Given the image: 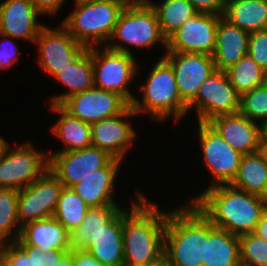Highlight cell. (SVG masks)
<instances>
[{
    "mask_svg": "<svg viewBox=\"0 0 267 266\" xmlns=\"http://www.w3.org/2000/svg\"><path fill=\"white\" fill-rule=\"evenodd\" d=\"M80 1H84V2H94V1H105V0H80Z\"/></svg>",
    "mask_w": 267,
    "mask_h": 266,
    "instance_id": "obj_50",
    "label": "cell"
},
{
    "mask_svg": "<svg viewBox=\"0 0 267 266\" xmlns=\"http://www.w3.org/2000/svg\"><path fill=\"white\" fill-rule=\"evenodd\" d=\"M248 40V32L222 16L217 24L216 46L212 54L216 70L226 71L248 54Z\"/></svg>",
    "mask_w": 267,
    "mask_h": 266,
    "instance_id": "obj_21",
    "label": "cell"
},
{
    "mask_svg": "<svg viewBox=\"0 0 267 266\" xmlns=\"http://www.w3.org/2000/svg\"><path fill=\"white\" fill-rule=\"evenodd\" d=\"M0 36L3 37L1 40L4 41L0 43V69L5 70L12 67V65L18 61L19 58L17 57L21 52L17 51L18 47L16 46L15 41H13L15 38L4 34H0ZM8 41L9 44L7 43Z\"/></svg>",
    "mask_w": 267,
    "mask_h": 266,
    "instance_id": "obj_38",
    "label": "cell"
},
{
    "mask_svg": "<svg viewBox=\"0 0 267 266\" xmlns=\"http://www.w3.org/2000/svg\"><path fill=\"white\" fill-rule=\"evenodd\" d=\"M36 10L41 14L55 15L65 0H31Z\"/></svg>",
    "mask_w": 267,
    "mask_h": 266,
    "instance_id": "obj_40",
    "label": "cell"
},
{
    "mask_svg": "<svg viewBox=\"0 0 267 266\" xmlns=\"http://www.w3.org/2000/svg\"><path fill=\"white\" fill-rule=\"evenodd\" d=\"M191 202L216 227L241 236L254 233L267 199L231 184L208 187Z\"/></svg>",
    "mask_w": 267,
    "mask_h": 266,
    "instance_id": "obj_1",
    "label": "cell"
},
{
    "mask_svg": "<svg viewBox=\"0 0 267 266\" xmlns=\"http://www.w3.org/2000/svg\"><path fill=\"white\" fill-rule=\"evenodd\" d=\"M259 152L263 156L264 161L267 163V140H261Z\"/></svg>",
    "mask_w": 267,
    "mask_h": 266,
    "instance_id": "obj_46",
    "label": "cell"
},
{
    "mask_svg": "<svg viewBox=\"0 0 267 266\" xmlns=\"http://www.w3.org/2000/svg\"><path fill=\"white\" fill-rule=\"evenodd\" d=\"M128 3H133V2H148V0H126Z\"/></svg>",
    "mask_w": 267,
    "mask_h": 266,
    "instance_id": "obj_49",
    "label": "cell"
},
{
    "mask_svg": "<svg viewBox=\"0 0 267 266\" xmlns=\"http://www.w3.org/2000/svg\"><path fill=\"white\" fill-rule=\"evenodd\" d=\"M59 26V29H52L44 25L34 41L38 44V64L52 77L67 67L69 62L85 48L62 24Z\"/></svg>",
    "mask_w": 267,
    "mask_h": 266,
    "instance_id": "obj_15",
    "label": "cell"
},
{
    "mask_svg": "<svg viewBox=\"0 0 267 266\" xmlns=\"http://www.w3.org/2000/svg\"><path fill=\"white\" fill-rule=\"evenodd\" d=\"M206 217L191 202L168 212L164 253L169 266H203Z\"/></svg>",
    "mask_w": 267,
    "mask_h": 266,
    "instance_id": "obj_3",
    "label": "cell"
},
{
    "mask_svg": "<svg viewBox=\"0 0 267 266\" xmlns=\"http://www.w3.org/2000/svg\"><path fill=\"white\" fill-rule=\"evenodd\" d=\"M100 51L97 46L91 47L94 87L115 92L131 104L135 96L128 85L138 72L135 56L106 46Z\"/></svg>",
    "mask_w": 267,
    "mask_h": 266,
    "instance_id": "obj_7",
    "label": "cell"
},
{
    "mask_svg": "<svg viewBox=\"0 0 267 266\" xmlns=\"http://www.w3.org/2000/svg\"><path fill=\"white\" fill-rule=\"evenodd\" d=\"M207 123L242 155L259 151L263 134L258 122L236 113L215 116Z\"/></svg>",
    "mask_w": 267,
    "mask_h": 266,
    "instance_id": "obj_18",
    "label": "cell"
},
{
    "mask_svg": "<svg viewBox=\"0 0 267 266\" xmlns=\"http://www.w3.org/2000/svg\"><path fill=\"white\" fill-rule=\"evenodd\" d=\"M248 54L267 72V29L249 33Z\"/></svg>",
    "mask_w": 267,
    "mask_h": 266,
    "instance_id": "obj_37",
    "label": "cell"
},
{
    "mask_svg": "<svg viewBox=\"0 0 267 266\" xmlns=\"http://www.w3.org/2000/svg\"><path fill=\"white\" fill-rule=\"evenodd\" d=\"M195 107L199 122H209L218 115L236 114L240 110V95L231 85L226 71L215 70L200 84L196 97L188 104Z\"/></svg>",
    "mask_w": 267,
    "mask_h": 266,
    "instance_id": "obj_9",
    "label": "cell"
},
{
    "mask_svg": "<svg viewBox=\"0 0 267 266\" xmlns=\"http://www.w3.org/2000/svg\"><path fill=\"white\" fill-rule=\"evenodd\" d=\"M15 242L18 245H35L44 251L70 250L69 232L54 217L24 224Z\"/></svg>",
    "mask_w": 267,
    "mask_h": 266,
    "instance_id": "obj_23",
    "label": "cell"
},
{
    "mask_svg": "<svg viewBox=\"0 0 267 266\" xmlns=\"http://www.w3.org/2000/svg\"><path fill=\"white\" fill-rule=\"evenodd\" d=\"M31 246L35 249L36 266H52V250L44 251L38 246Z\"/></svg>",
    "mask_w": 267,
    "mask_h": 266,
    "instance_id": "obj_43",
    "label": "cell"
},
{
    "mask_svg": "<svg viewBox=\"0 0 267 266\" xmlns=\"http://www.w3.org/2000/svg\"><path fill=\"white\" fill-rule=\"evenodd\" d=\"M121 163V160L113 158L105 167L95 170L72 189L90 208L118 205L112 194Z\"/></svg>",
    "mask_w": 267,
    "mask_h": 266,
    "instance_id": "obj_20",
    "label": "cell"
},
{
    "mask_svg": "<svg viewBox=\"0 0 267 266\" xmlns=\"http://www.w3.org/2000/svg\"><path fill=\"white\" fill-rule=\"evenodd\" d=\"M73 253L74 266H104L92 254L82 250H70Z\"/></svg>",
    "mask_w": 267,
    "mask_h": 266,
    "instance_id": "obj_41",
    "label": "cell"
},
{
    "mask_svg": "<svg viewBox=\"0 0 267 266\" xmlns=\"http://www.w3.org/2000/svg\"><path fill=\"white\" fill-rule=\"evenodd\" d=\"M0 260L5 266H36L35 249L16 242L0 244Z\"/></svg>",
    "mask_w": 267,
    "mask_h": 266,
    "instance_id": "obj_36",
    "label": "cell"
},
{
    "mask_svg": "<svg viewBox=\"0 0 267 266\" xmlns=\"http://www.w3.org/2000/svg\"><path fill=\"white\" fill-rule=\"evenodd\" d=\"M239 113L260 125L267 122V83L240 96Z\"/></svg>",
    "mask_w": 267,
    "mask_h": 266,
    "instance_id": "obj_34",
    "label": "cell"
},
{
    "mask_svg": "<svg viewBox=\"0 0 267 266\" xmlns=\"http://www.w3.org/2000/svg\"><path fill=\"white\" fill-rule=\"evenodd\" d=\"M110 41L107 48L134 55L128 45L146 49L159 41L166 48L167 39L161 33L157 13L150 3L133 2L127 3L119 15Z\"/></svg>",
    "mask_w": 267,
    "mask_h": 266,
    "instance_id": "obj_6",
    "label": "cell"
},
{
    "mask_svg": "<svg viewBox=\"0 0 267 266\" xmlns=\"http://www.w3.org/2000/svg\"><path fill=\"white\" fill-rule=\"evenodd\" d=\"M198 13L223 16L226 0H188Z\"/></svg>",
    "mask_w": 267,
    "mask_h": 266,
    "instance_id": "obj_39",
    "label": "cell"
},
{
    "mask_svg": "<svg viewBox=\"0 0 267 266\" xmlns=\"http://www.w3.org/2000/svg\"><path fill=\"white\" fill-rule=\"evenodd\" d=\"M148 2L157 13L161 33L166 39L198 13L188 0H163L160 4Z\"/></svg>",
    "mask_w": 267,
    "mask_h": 266,
    "instance_id": "obj_30",
    "label": "cell"
},
{
    "mask_svg": "<svg viewBox=\"0 0 267 266\" xmlns=\"http://www.w3.org/2000/svg\"><path fill=\"white\" fill-rule=\"evenodd\" d=\"M18 194L17 189L0 188V244L15 242L19 238ZM10 237L12 240L9 241Z\"/></svg>",
    "mask_w": 267,
    "mask_h": 266,
    "instance_id": "obj_32",
    "label": "cell"
},
{
    "mask_svg": "<svg viewBox=\"0 0 267 266\" xmlns=\"http://www.w3.org/2000/svg\"><path fill=\"white\" fill-rule=\"evenodd\" d=\"M41 15L31 0H5L0 3V34L34 44L45 24L37 21Z\"/></svg>",
    "mask_w": 267,
    "mask_h": 266,
    "instance_id": "obj_19",
    "label": "cell"
},
{
    "mask_svg": "<svg viewBox=\"0 0 267 266\" xmlns=\"http://www.w3.org/2000/svg\"><path fill=\"white\" fill-rule=\"evenodd\" d=\"M31 144L15 148L7 145L0 159V188L21 190L49 170V155Z\"/></svg>",
    "mask_w": 267,
    "mask_h": 266,
    "instance_id": "obj_8",
    "label": "cell"
},
{
    "mask_svg": "<svg viewBox=\"0 0 267 266\" xmlns=\"http://www.w3.org/2000/svg\"><path fill=\"white\" fill-rule=\"evenodd\" d=\"M203 266H241L239 236L214 226L207 218Z\"/></svg>",
    "mask_w": 267,
    "mask_h": 266,
    "instance_id": "obj_24",
    "label": "cell"
},
{
    "mask_svg": "<svg viewBox=\"0 0 267 266\" xmlns=\"http://www.w3.org/2000/svg\"><path fill=\"white\" fill-rule=\"evenodd\" d=\"M64 185L48 170L32 184L19 190L18 218L20 226L53 217Z\"/></svg>",
    "mask_w": 267,
    "mask_h": 266,
    "instance_id": "obj_11",
    "label": "cell"
},
{
    "mask_svg": "<svg viewBox=\"0 0 267 266\" xmlns=\"http://www.w3.org/2000/svg\"><path fill=\"white\" fill-rule=\"evenodd\" d=\"M221 17L209 13L195 14L167 38L165 52L212 56L216 46L217 24Z\"/></svg>",
    "mask_w": 267,
    "mask_h": 266,
    "instance_id": "obj_13",
    "label": "cell"
},
{
    "mask_svg": "<svg viewBox=\"0 0 267 266\" xmlns=\"http://www.w3.org/2000/svg\"><path fill=\"white\" fill-rule=\"evenodd\" d=\"M136 266H169V265H168L167 257L165 253H163L159 258H156L155 260L151 262L136 265Z\"/></svg>",
    "mask_w": 267,
    "mask_h": 266,
    "instance_id": "obj_45",
    "label": "cell"
},
{
    "mask_svg": "<svg viewBox=\"0 0 267 266\" xmlns=\"http://www.w3.org/2000/svg\"><path fill=\"white\" fill-rule=\"evenodd\" d=\"M73 12L61 23L73 38L84 47L99 43L106 46L112 38L118 17L127 5L126 0L84 2L74 0Z\"/></svg>",
    "mask_w": 267,
    "mask_h": 266,
    "instance_id": "obj_5",
    "label": "cell"
},
{
    "mask_svg": "<svg viewBox=\"0 0 267 266\" xmlns=\"http://www.w3.org/2000/svg\"><path fill=\"white\" fill-rule=\"evenodd\" d=\"M262 134L263 136L261 140H267V122L262 125Z\"/></svg>",
    "mask_w": 267,
    "mask_h": 266,
    "instance_id": "obj_48",
    "label": "cell"
},
{
    "mask_svg": "<svg viewBox=\"0 0 267 266\" xmlns=\"http://www.w3.org/2000/svg\"><path fill=\"white\" fill-rule=\"evenodd\" d=\"M0 266H5L4 263L0 260Z\"/></svg>",
    "mask_w": 267,
    "mask_h": 266,
    "instance_id": "obj_51",
    "label": "cell"
},
{
    "mask_svg": "<svg viewBox=\"0 0 267 266\" xmlns=\"http://www.w3.org/2000/svg\"><path fill=\"white\" fill-rule=\"evenodd\" d=\"M51 110L60 118L52 126V132L66 147L55 152H69L92 146L91 124L71 116L60 105L51 104Z\"/></svg>",
    "mask_w": 267,
    "mask_h": 266,
    "instance_id": "obj_26",
    "label": "cell"
},
{
    "mask_svg": "<svg viewBox=\"0 0 267 266\" xmlns=\"http://www.w3.org/2000/svg\"><path fill=\"white\" fill-rule=\"evenodd\" d=\"M129 105L119 94L96 87L71 95L60 104L71 116L88 124L116 116Z\"/></svg>",
    "mask_w": 267,
    "mask_h": 266,
    "instance_id": "obj_14",
    "label": "cell"
},
{
    "mask_svg": "<svg viewBox=\"0 0 267 266\" xmlns=\"http://www.w3.org/2000/svg\"><path fill=\"white\" fill-rule=\"evenodd\" d=\"M231 85L242 94L267 83V72L246 54L226 70Z\"/></svg>",
    "mask_w": 267,
    "mask_h": 266,
    "instance_id": "obj_31",
    "label": "cell"
},
{
    "mask_svg": "<svg viewBox=\"0 0 267 266\" xmlns=\"http://www.w3.org/2000/svg\"><path fill=\"white\" fill-rule=\"evenodd\" d=\"M254 233L267 241V208L263 211Z\"/></svg>",
    "mask_w": 267,
    "mask_h": 266,
    "instance_id": "obj_44",
    "label": "cell"
},
{
    "mask_svg": "<svg viewBox=\"0 0 267 266\" xmlns=\"http://www.w3.org/2000/svg\"><path fill=\"white\" fill-rule=\"evenodd\" d=\"M84 250L104 266H124L123 209L92 238Z\"/></svg>",
    "mask_w": 267,
    "mask_h": 266,
    "instance_id": "obj_22",
    "label": "cell"
},
{
    "mask_svg": "<svg viewBox=\"0 0 267 266\" xmlns=\"http://www.w3.org/2000/svg\"><path fill=\"white\" fill-rule=\"evenodd\" d=\"M231 185L267 199V163L259 151L242 156Z\"/></svg>",
    "mask_w": 267,
    "mask_h": 266,
    "instance_id": "obj_28",
    "label": "cell"
},
{
    "mask_svg": "<svg viewBox=\"0 0 267 266\" xmlns=\"http://www.w3.org/2000/svg\"><path fill=\"white\" fill-rule=\"evenodd\" d=\"M182 100L188 105L197 95L200 84L215 70L213 56L202 53L166 52Z\"/></svg>",
    "mask_w": 267,
    "mask_h": 266,
    "instance_id": "obj_16",
    "label": "cell"
},
{
    "mask_svg": "<svg viewBox=\"0 0 267 266\" xmlns=\"http://www.w3.org/2000/svg\"><path fill=\"white\" fill-rule=\"evenodd\" d=\"M52 266H74L73 253L70 250L52 249Z\"/></svg>",
    "mask_w": 267,
    "mask_h": 266,
    "instance_id": "obj_42",
    "label": "cell"
},
{
    "mask_svg": "<svg viewBox=\"0 0 267 266\" xmlns=\"http://www.w3.org/2000/svg\"><path fill=\"white\" fill-rule=\"evenodd\" d=\"M135 114L136 112L129 105L122 113L91 124L92 146L123 161L128 149L132 148V141L137 134L125 118Z\"/></svg>",
    "mask_w": 267,
    "mask_h": 266,
    "instance_id": "obj_17",
    "label": "cell"
},
{
    "mask_svg": "<svg viewBox=\"0 0 267 266\" xmlns=\"http://www.w3.org/2000/svg\"><path fill=\"white\" fill-rule=\"evenodd\" d=\"M122 209L118 205L89 208L82 223L69 233L70 250L85 249L92 238Z\"/></svg>",
    "mask_w": 267,
    "mask_h": 266,
    "instance_id": "obj_29",
    "label": "cell"
},
{
    "mask_svg": "<svg viewBox=\"0 0 267 266\" xmlns=\"http://www.w3.org/2000/svg\"><path fill=\"white\" fill-rule=\"evenodd\" d=\"M113 159L97 147L49 154V170L64 185L72 188L95 170L105 167Z\"/></svg>",
    "mask_w": 267,
    "mask_h": 266,
    "instance_id": "obj_12",
    "label": "cell"
},
{
    "mask_svg": "<svg viewBox=\"0 0 267 266\" xmlns=\"http://www.w3.org/2000/svg\"><path fill=\"white\" fill-rule=\"evenodd\" d=\"M223 17L248 33L267 29V0H226Z\"/></svg>",
    "mask_w": 267,
    "mask_h": 266,
    "instance_id": "obj_27",
    "label": "cell"
},
{
    "mask_svg": "<svg viewBox=\"0 0 267 266\" xmlns=\"http://www.w3.org/2000/svg\"><path fill=\"white\" fill-rule=\"evenodd\" d=\"M198 124L203 161L212 175L208 187L231 184L243 155L232 148L207 122Z\"/></svg>",
    "mask_w": 267,
    "mask_h": 266,
    "instance_id": "obj_10",
    "label": "cell"
},
{
    "mask_svg": "<svg viewBox=\"0 0 267 266\" xmlns=\"http://www.w3.org/2000/svg\"><path fill=\"white\" fill-rule=\"evenodd\" d=\"M142 101L134 98L130 104L139 113H148L155 121L163 122L173 115L176 121L188 113V105L182 100L171 64L163 57L151 68L146 83L140 85Z\"/></svg>",
    "mask_w": 267,
    "mask_h": 266,
    "instance_id": "obj_4",
    "label": "cell"
},
{
    "mask_svg": "<svg viewBox=\"0 0 267 266\" xmlns=\"http://www.w3.org/2000/svg\"><path fill=\"white\" fill-rule=\"evenodd\" d=\"M89 208L72 188L64 187L53 217L70 233L82 223Z\"/></svg>",
    "mask_w": 267,
    "mask_h": 266,
    "instance_id": "obj_33",
    "label": "cell"
},
{
    "mask_svg": "<svg viewBox=\"0 0 267 266\" xmlns=\"http://www.w3.org/2000/svg\"><path fill=\"white\" fill-rule=\"evenodd\" d=\"M241 266H267V241L255 233L239 236Z\"/></svg>",
    "mask_w": 267,
    "mask_h": 266,
    "instance_id": "obj_35",
    "label": "cell"
},
{
    "mask_svg": "<svg viewBox=\"0 0 267 266\" xmlns=\"http://www.w3.org/2000/svg\"><path fill=\"white\" fill-rule=\"evenodd\" d=\"M131 211L123 209L124 266L151 262L164 253V235L168 211L148 201L137 191ZM160 209V210H159Z\"/></svg>",
    "mask_w": 267,
    "mask_h": 266,
    "instance_id": "obj_2",
    "label": "cell"
},
{
    "mask_svg": "<svg viewBox=\"0 0 267 266\" xmlns=\"http://www.w3.org/2000/svg\"><path fill=\"white\" fill-rule=\"evenodd\" d=\"M54 78L66 86L69 91L51 97L50 104L60 105L67 97L94 87L91 47H85L68 66L58 72Z\"/></svg>",
    "mask_w": 267,
    "mask_h": 266,
    "instance_id": "obj_25",
    "label": "cell"
},
{
    "mask_svg": "<svg viewBox=\"0 0 267 266\" xmlns=\"http://www.w3.org/2000/svg\"><path fill=\"white\" fill-rule=\"evenodd\" d=\"M9 143L3 139V137L0 136V159L5 151V148L7 147Z\"/></svg>",
    "mask_w": 267,
    "mask_h": 266,
    "instance_id": "obj_47",
    "label": "cell"
}]
</instances>
